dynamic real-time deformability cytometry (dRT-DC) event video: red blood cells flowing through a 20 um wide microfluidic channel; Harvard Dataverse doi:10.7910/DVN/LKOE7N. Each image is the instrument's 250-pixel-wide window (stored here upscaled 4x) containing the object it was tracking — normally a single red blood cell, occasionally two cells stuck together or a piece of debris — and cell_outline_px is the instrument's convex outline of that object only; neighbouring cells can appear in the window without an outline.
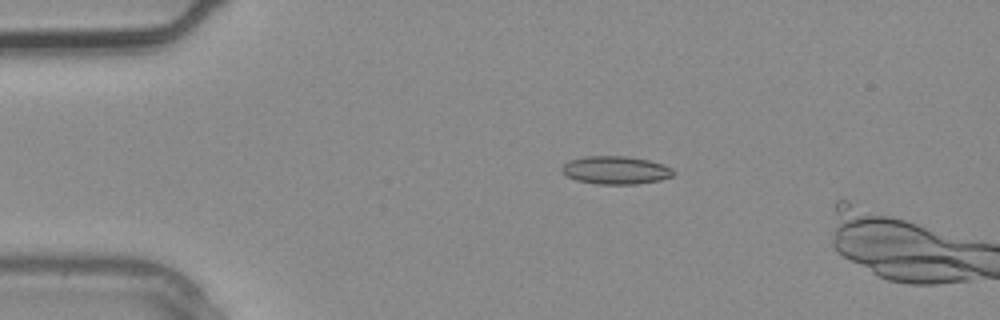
{"species": "common noctule bat (a hibernating species)", "species_latin": "Nyctalus noctula", "temperature_condition": "warm", "stored_images_in_passage": 3, "camera_frame_rate_fps": 3000, "um_per_image_px": 0.085, "animal": {"sex": "male", "body_mass_g": 20.4}, "frame": {"image": 1, "passage_image": 1, "time_ms": 0.0, "image_size_px": [1000, 320], "cell_outline_px": [[676, 172], [672, 176], [660, 180], [636, 184], [596, 184], [576, 180], [568, 176], [560, 168], [568, 160], [584, 156], [628, 156], [648, 160], [664, 164], [672, 168]], "centroid_in_image_um": [52.35, 14.46], "position_along_channel_um": 32.7, "area_um2": 18.32}}